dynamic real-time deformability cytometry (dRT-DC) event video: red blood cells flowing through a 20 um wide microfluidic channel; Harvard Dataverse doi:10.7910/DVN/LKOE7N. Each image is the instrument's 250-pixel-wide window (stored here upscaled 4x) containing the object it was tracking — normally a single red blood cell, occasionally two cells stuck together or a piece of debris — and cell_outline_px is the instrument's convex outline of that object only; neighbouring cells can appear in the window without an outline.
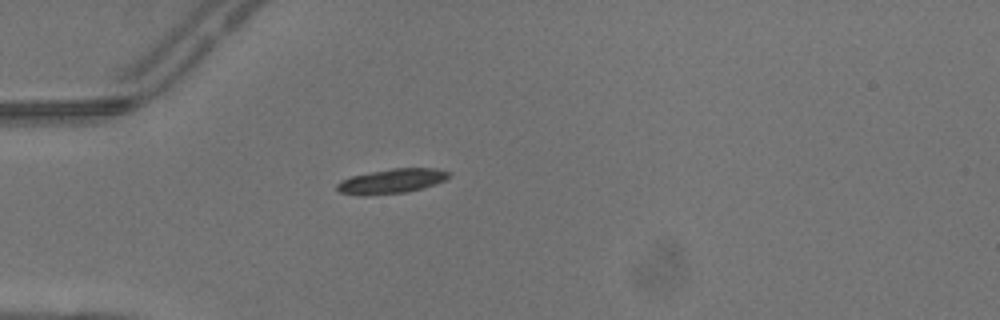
{"species": "common noctule bat (a hibernating species)", "species_latin": "Nyctalus noctula", "temperature_condition": "warm", "stored_images_in_passage": 1, "camera_frame_rate_fps": 3000, "um_per_image_px": 0.085, "animal": {"sex": "male", "body_mass_g": 13.3}, "frame": {"image": 1, "passage_image": 1, "time_ms": 0.0, "image_size_px": [1000, 320], "cell_outline_px": [[452, 172], [444, 180], [436, 184], [424, 188], [408, 192], [364, 196], [356, 196], [340, 192], [336, 188], [336, 184], [340, 180], [352, 176], [392, 168], [436, 168]], "centroid_in_image_um": [33.28, 15.41], "position_along_channel_um": 51.7, "area_um2": 16.24}}